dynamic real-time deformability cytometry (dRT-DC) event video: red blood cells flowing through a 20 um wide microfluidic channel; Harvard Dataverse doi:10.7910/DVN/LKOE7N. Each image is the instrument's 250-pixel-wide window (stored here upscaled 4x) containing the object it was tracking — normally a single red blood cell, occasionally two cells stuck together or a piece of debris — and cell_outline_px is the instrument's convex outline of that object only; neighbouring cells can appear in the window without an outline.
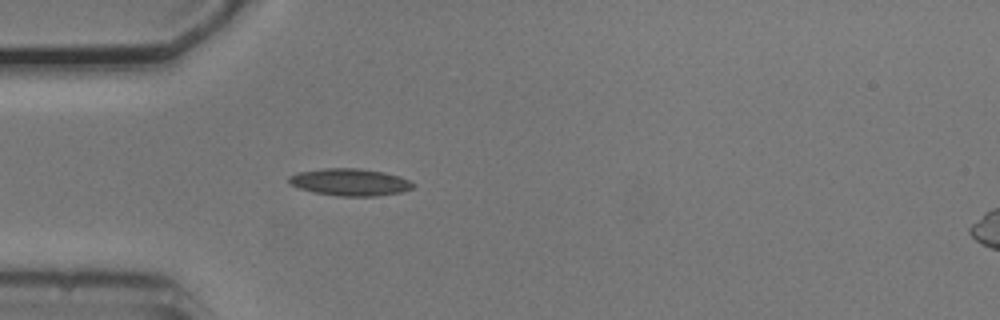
{"species": "common noctule bat (a hibernating species)", "species_latin": "Nyctalus noctula", "temperature_condition": "cold", "stored_images_in_passage": 45, "camera_frame_rate_fps": 3000, "um_per_image_px": 0.085, "animal": {"sex": "male", "body_mass_g": 20.5, "forearm_length_mm": 52.5}, "frame": {"image": 1, "passage_image": 7, "time_ms": 2.0, "image_size_px": [1000, 320], "cell_outline_px": [[416, 184], [412, 188], [400, 192], [376, 196], [336, 196], [312, 192], [288, 184], [288, 176], [296, 172], [324, 168], [360, 168], [384, 172], [400, 176]], "centroid_in_image_um": [29.71, 15.48], "position_along_channel_um": 55.3, "area_um2": 19.83}}
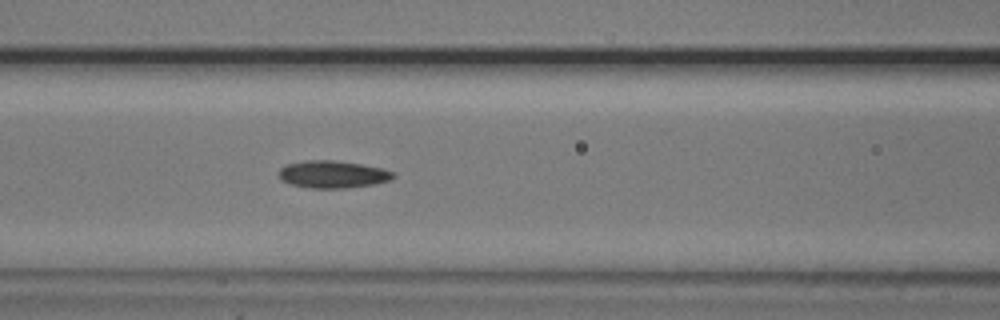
{"frame": {"image": 2, "passage_image": 14, "time_ms": 4.333, "image_size_px": [1000, 320], "cell_outline_px": [[396, 176], [392, 180], [372, 184], [344, 188], [312, 188], [292, 184], [280, 180], [280, 168], [288, 164], [304, 160], [332, 160], [360, 164], [384, 168], [396, 172]], "centroid_in_image_um": [28.33, 14.81], "position_along_channel_um": 138.3, "area_um2": 18.21}}
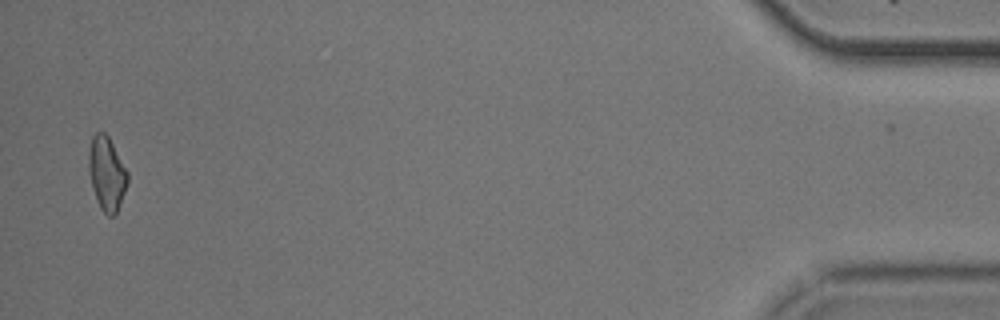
{"frame": {"image": 3, "passage_image": 44, "time_ms": 14.333, "image_size_px": [1000, 320], "cell_outline_px": [[128, 180], [124, 192], [116, 212], [112, 216], [108, 216], [100, 208], [96, 200], [92, 188], [88, 168], [88, 152], [92, 136], [96, 132], [104, 132], [108, 136], [128, 172]], "centroid_in_image_um": [9.05, 14.73], "position_along_channel_um": 426.2, "area_um2": 16.59}, "authors_computed_cell_mechanics": {"area_um2": 17.2822, "velocity_mm_per_s": 3.7659, "shape_relaxation_time_tau1_ms": 9.6798, "shape_relaxation_time_tau2_ms": 10.917, "deformation_change_tau1": 0.2002, "deformation_change_tau2": 0.225}}